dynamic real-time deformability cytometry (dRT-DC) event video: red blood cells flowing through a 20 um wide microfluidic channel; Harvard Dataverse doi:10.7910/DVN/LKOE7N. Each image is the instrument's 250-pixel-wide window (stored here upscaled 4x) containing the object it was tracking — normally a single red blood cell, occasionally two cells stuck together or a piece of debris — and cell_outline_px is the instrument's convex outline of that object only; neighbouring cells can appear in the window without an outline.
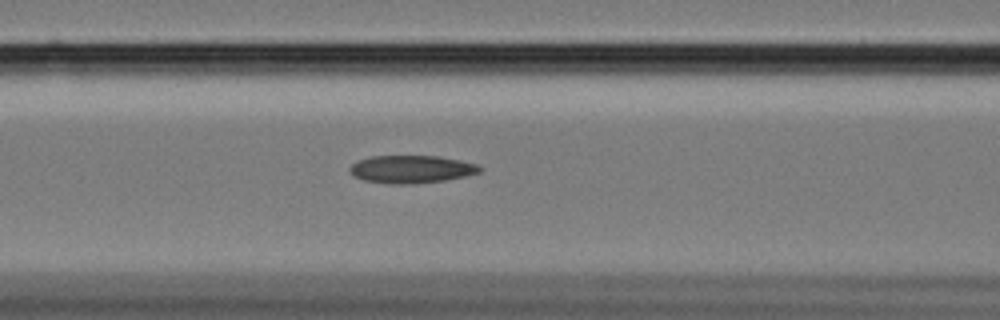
{"species": "Egyptian fruit bat (a non-hibernating species)", "species_latin": "Rousettus aegyptiacus", "temperature_condition": "cold", "stored_images_in_passage": 49, "camera_frame_rate_fps": 3000, "um_per_image_px": 0.085, "animal": {"sex": "female"}, "frame": {"image": 1, "passage_image": 15, "time_ms": 4.667, "image_size_px": [1000, 320], "cell_outline_px": [[484, 168], [480, 172], [468, 176], [444, 180], [416, 184], [388, 184], [364, 180], [356, 176], [348, 168], [356, 160], [372, 156], [436, 156], [460, 160], [476, 164]], "centroid_in_image_um": [34.99, 14.39], "position_along_channel_um": 131.6, "area_um2": 21.1}}
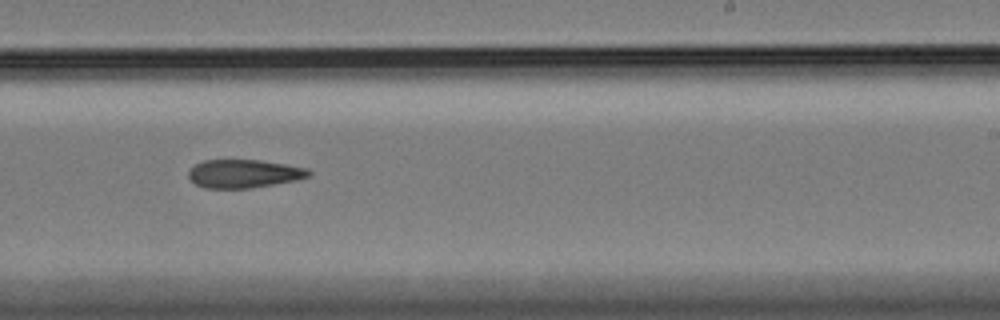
{"frame": {"image": 2, "passage_image": 27, "time_ms": 8.667, "image_size_px": [1000, 320], "cell_outline_px": [[312, 176], [296, 180], [252, 188], [204, 188], [196, 184], [188, 176], [188, 172], [196, 164], [204, 160], [260, 160], [308, 168], [312, 172]], "centroid_in_image_um": [20.77, 14.76], "position_along_channel_um": 268.2, "area_um2": 19.83}}
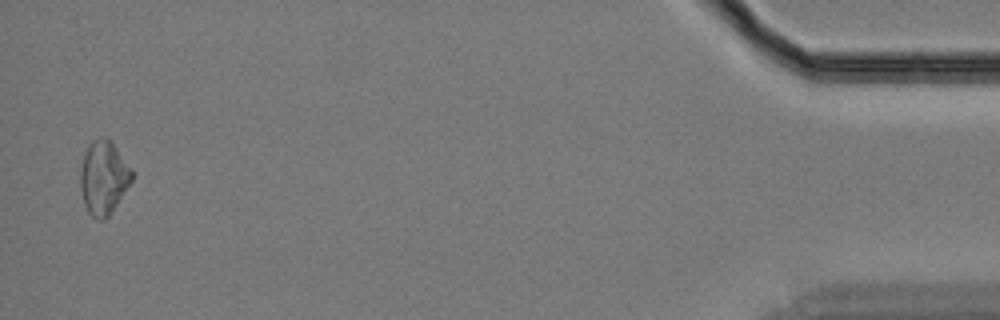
{"frame": {"image": 3, "passage_image": 48, "time_ms": 15.667, "image_size_px": [1000, 320], "cell_outline_px": [[132, 180], [112, 212], [104, 220], [96, 220], [88, 212], [84, 204], [80, 188], [80, 172], [84, 156], [88, 144], [92, 140], [100, 136], [104, 136], [116, 148], [132, 168]], "centroid_in_image_um": [8.79, 15.11], "position_along_channel_um": 426.4, "area_um2": 22.02}}